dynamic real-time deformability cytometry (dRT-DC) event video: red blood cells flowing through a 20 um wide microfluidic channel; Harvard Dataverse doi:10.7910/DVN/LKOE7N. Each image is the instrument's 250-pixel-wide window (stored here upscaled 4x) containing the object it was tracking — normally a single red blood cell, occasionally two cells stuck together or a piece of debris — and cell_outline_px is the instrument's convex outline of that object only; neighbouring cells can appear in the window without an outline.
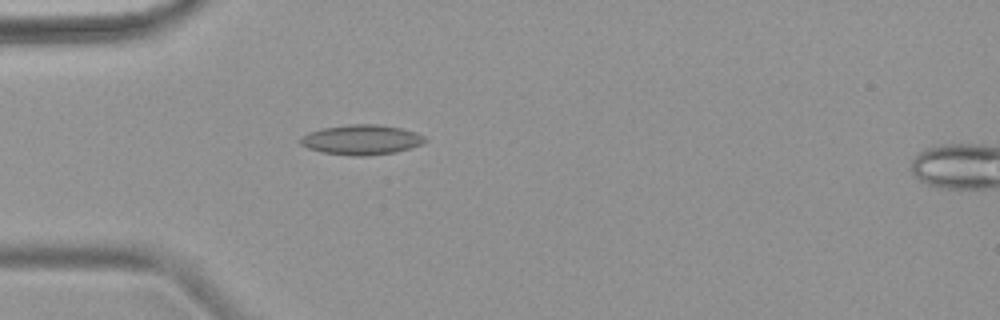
{"species": "common noctule bat (a hibernating species)", "species_latin": "Nyctalus noctula", "temperature_condition": "warm", "stored_images_in_passage": 2, "camera_frame_rate_fps": 3000, "um_per_image_px": 0.085, "animal": {"sex": "female", "body_mass_g": 18.4}, "frame": {"image": 1, "passage_image": 1, "time_ms": 0.0, "image_size_px": [1000, 320], "cell_outline_px": [[428, 140], [420, 144], [396, 152], [368, 156], [356, 156], [320, 152], [308, 148], [300, 144], [300, 136], [308, 132], [324, 128], [348, 124], [376, 124], [400, 128], [416, 132], [424, 136]], "centroid_in_image_um": [30.7, 11.88], "position_along_channel_um": 54.3, "area_um2": 21.73}}